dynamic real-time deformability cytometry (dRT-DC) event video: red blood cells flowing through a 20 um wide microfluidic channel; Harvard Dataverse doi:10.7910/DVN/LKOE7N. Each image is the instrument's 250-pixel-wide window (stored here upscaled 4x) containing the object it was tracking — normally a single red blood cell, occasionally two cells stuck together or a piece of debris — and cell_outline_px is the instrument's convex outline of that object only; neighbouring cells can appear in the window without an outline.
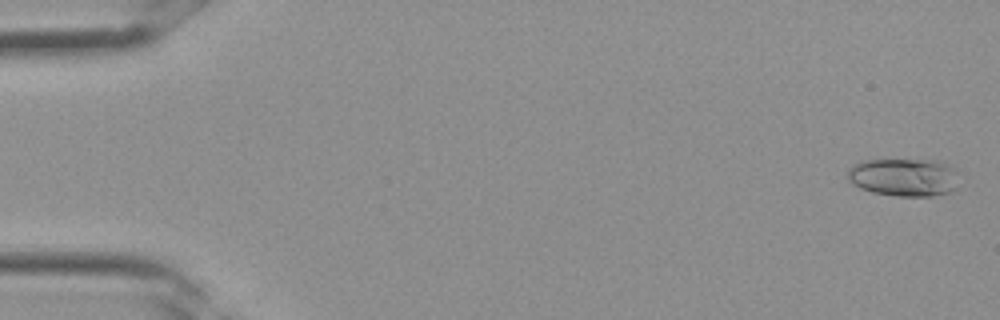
{"species": "Egyptian fruit bat (a non-hibernating species)", "species_latin": "Rousettus aegyptiacus", "temperature_condition": "room temperature", "stored_images_in_passage": 8, "camera_frame_rate_fps": 3000, "um_per_image_px": 0.085, "frame": {"image": 1, "passage_image": 1, "time_ms": 0.0, "image_size_px": [1000, 320], "cell_outline_px": [[960, 188], [952, 192], [932, 196], [896, 196], [872, 192], [860, 188], [852, 184], [848, 180], [848, 168], [852, 164], [860, 160], [936, 160], [948, 164], [956, 168], [960, 172]], "centroid_in_image_um": [76.92, 15.07], "position_along_channel_um": 8.1, "area_um2": 25.55}}